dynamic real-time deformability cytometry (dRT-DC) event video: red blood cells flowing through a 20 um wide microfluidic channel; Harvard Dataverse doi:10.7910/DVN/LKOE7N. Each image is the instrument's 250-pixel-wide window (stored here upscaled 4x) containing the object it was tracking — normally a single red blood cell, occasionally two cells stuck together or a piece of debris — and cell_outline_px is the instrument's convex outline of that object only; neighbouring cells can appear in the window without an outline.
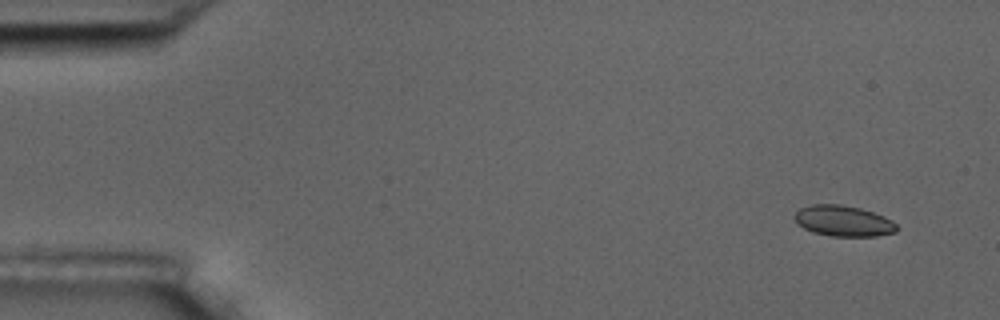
{"species": "common noctule bat (a hibernating species)", "species_latin": "Nyctalus noctula", "temperature_condition": "room temperature", "stored_images_in_passage": 6, "segment_of_instrument_passage": [2, 2], "camera_frame_rate_fps": 3000, "um_per_image_px": 0.085, "animal": {"sex": "male", "body_mass_g": 17.5, "forearm_length_mm": 52.3}, "frame": {"image": 1, "passage_image": 6, "time_ms": 5.667, "image_size_px": [1000, 320], "cell_outline_px": [[900, 228], [896, 232], [876, 236], [832, 236], [812, 232], [796, 224], [792, 216], [800, 208], [812, 204], [840, 204], [860, 208], [884, 216], [892, 220]], "centroid_in_image_um": [71.67, 18.78], "position_along_channel_um": 13.3, "area_um2": 18.55}}